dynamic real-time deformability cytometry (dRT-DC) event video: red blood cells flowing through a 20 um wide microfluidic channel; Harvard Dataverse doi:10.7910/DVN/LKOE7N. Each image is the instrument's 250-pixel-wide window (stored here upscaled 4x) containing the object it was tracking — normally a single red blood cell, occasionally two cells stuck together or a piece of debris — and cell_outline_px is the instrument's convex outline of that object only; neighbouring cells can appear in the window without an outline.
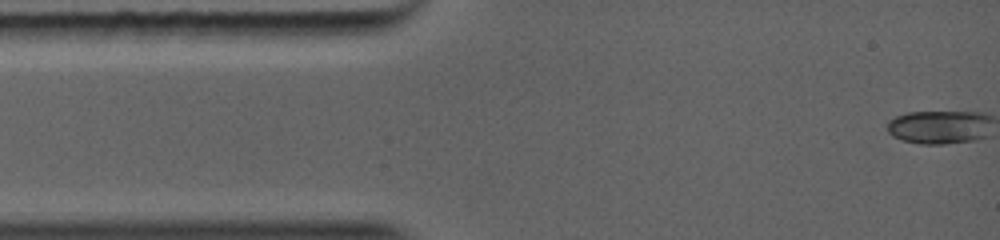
{"species": "common noctule bat (a hibernating species)", "species_latin": "Nyctalus noctula", "temperature_condition": "warm", "stored_images_in_passage": 61, "camera_frame_rate_fps": 5000, "um_per_image_px": 0.085, "animal": {"sex": "female", "body_mass_g": 19.0, "forearm_length_mm": 56.7}, "frame": {"image": 1, "passage_image": 1, "time_ms": 0.0, "image_size_px": [1000, 240], "cell_outline_px": [[976, 116], [972, 136], [964, 140], [904, 140], [896, 136], [888, 128], [888, 124], [892, 120], [900, 116], [916, 112], [956, 112]], "centroid_in_image_um": [79.34, 10.73], "position_along_channel_um": 5.7, "area_um2": 15.55}}
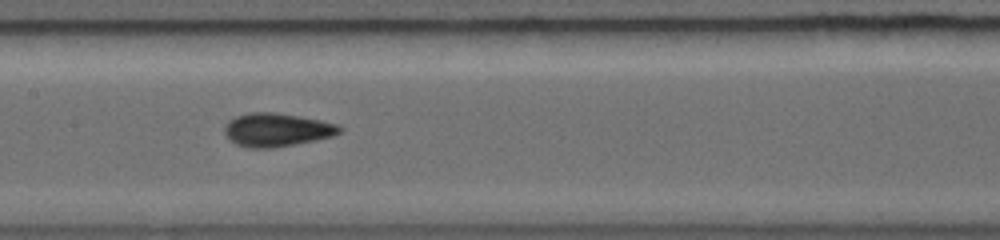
{"frame": {"image": 2, "passage_image": 26, "time_ms": 5.2, "image_size_px": [1000, 240], "cell_outline_px": [[336, 132], [328, 136], [292, 144], [264, 148], [256, 148], [240, 144], [232, 140], [228, 136], [228, 124], [232, 120], [240, 116], [252, 112], [268, 112], [292, 116], [312, 120], [328, 124], [336, 128]], "centroid_in_image_um": [23.41, 11.04], "position_along_channel_um": 184.0, "area_um2": 19.94}}
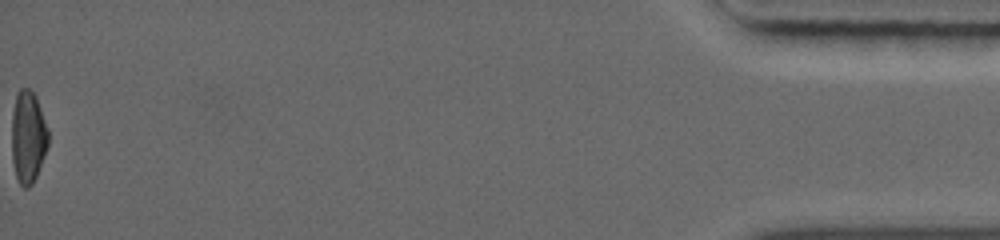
{"frame": {"image": 3, "passage_image": 61, "time_ms": 13.2, "image_size_px": [1000, 240], "cell_outline_px": [[48, 144], [32, 184], [28, 188], [24, 188], [20, 184], [16, 176], [12, 156], [12, 124], [16, 96], [20, 88], [28, 88], [32, 92], [36, 100], [48, 132]], "centroid_in_image_um": [2.36, 11.68], "position_along_channel_um": 432.8, "area_um2": 18.79}}